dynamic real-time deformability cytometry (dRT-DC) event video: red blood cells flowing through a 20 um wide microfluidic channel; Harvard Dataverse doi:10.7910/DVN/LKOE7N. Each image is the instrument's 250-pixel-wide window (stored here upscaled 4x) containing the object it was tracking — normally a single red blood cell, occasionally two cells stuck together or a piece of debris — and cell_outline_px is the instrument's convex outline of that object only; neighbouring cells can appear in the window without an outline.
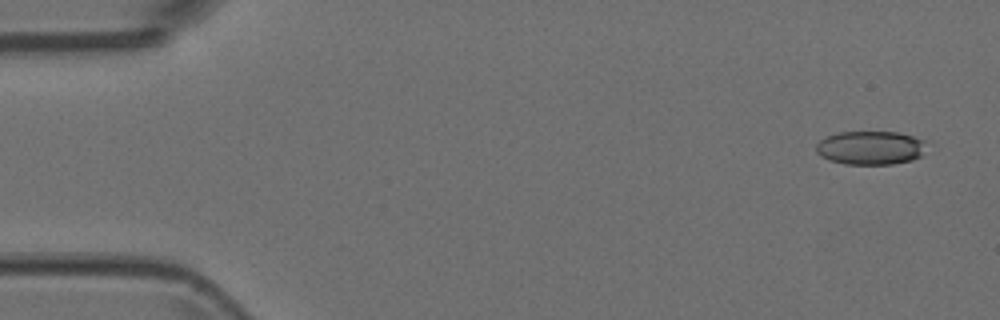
{"species": "Egyptian fruit bat (a non-hibernating species)", "species_latin": "Rousettus aegyptiacus", "temperature_condition": "room temperature", "stored_images_in_passage": 5, "camera_frame_rate_fps": 3000, "um_per_image_px": 0.085, "animal": {"sex": "female"}, "frame": {"image": 1, "passage_image": 1, "time_ms": 0.0, "image_size_px": [1000, 320], "cell_outline_px": [[928, 140], [920, 156], [912, 160], [892, 164], [844, 164], [828, 160], [816, 152], [816, 144], [820, 140], [836, 132], [900, 132]], "centroid_in_image_um": [74.0, 12.55], "position_along_channel_um": 11.0, "area_um2": 21.85}}
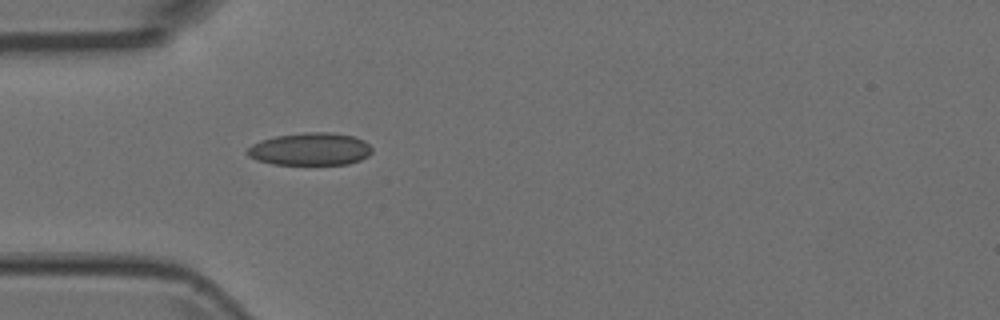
{"frame": {"image": 2, "passage_image": 5, "time_ms": 1.333, "image_size_px": [1000, 320], "cell_outline_px": [[372, 152], [368, 156], [360, 160], [348, 164], [272, 164], [256, 160], [248, 156], [244, 152], [252, 144], [260, 140], [276, 136], [304, 132], [328, 132], [352, 136], [364, 140], [372, 148]], "centroid_in_image_um": [26.34, 12.67], "position_along_channel_um": 58.7, "area_um2": 23.76}}